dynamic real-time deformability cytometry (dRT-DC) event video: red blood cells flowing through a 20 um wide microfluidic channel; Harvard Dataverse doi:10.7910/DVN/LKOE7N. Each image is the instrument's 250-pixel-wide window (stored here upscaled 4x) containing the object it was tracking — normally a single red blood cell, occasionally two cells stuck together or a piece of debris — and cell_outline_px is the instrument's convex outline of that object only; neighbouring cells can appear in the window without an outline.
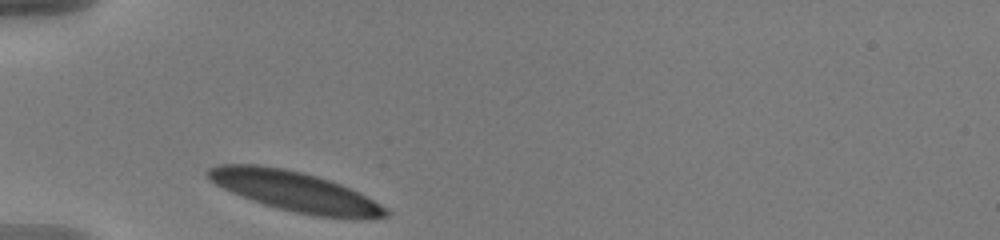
{"species": "human", "species_latin": "Homo sapiens", "temperature_condition": "warm", "stored_images_in_passage": 31, "camera_frame_rate_fps": 3000, "um_per_image_px": 0.085, "donor": {"sex": "male"}, "frame": {"image": 1, "passage_image": 1, "time_ms": 0.0, "image_size_px": [1000, 240], "cell_outline_px": [[388, 216], [372, 220], [352, 220], [316, 216], [296, 212], [264, 204], [252, 200], [232, 192], [216, 184], [204, 172], [208, 168], [216, 164], [256, 164], [284, 168], [316, 176], [340, 184], [388, 208]], "centroid_in_image_um": [25.11, 16.29], "position_along_channel_um": 59.9, "area_um2": 41.27}}
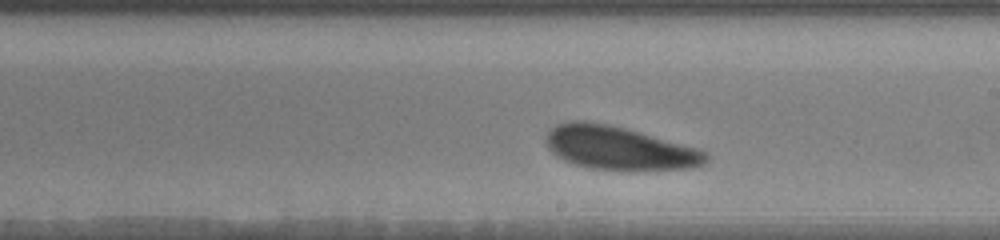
{"frame": {"image": 2, "passage_image": 17, "time_ms": 5.333, "image_size_px": [1000, 240], "cell_outline_px": [[708, 160], [704, 164], [696, 168], [640, 172], [620, 172], [592, 168], [576, 164], [564, 160], [552, 152], [544, 144], [544, 140], [548, 132], [556, 124], [572, 120], [584, 120], [624, 128], [700, 148], [708, 156]], "centroid_in_image_um": [52.67, 12.63], "position_along_channel_um": 236.3, "area_um2": 41.38}}
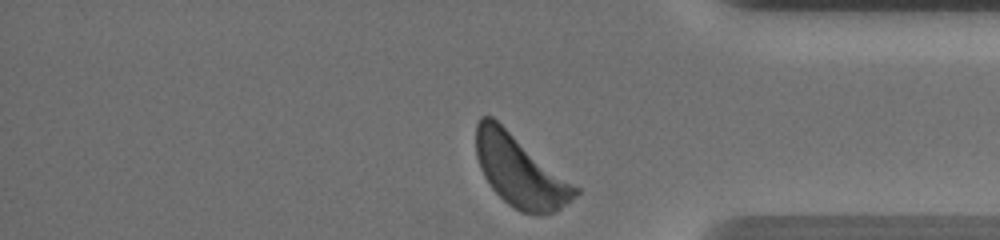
{"frame": {"image": 3, "passage_image": 31, "time_ms": 10.0, "image_size_px": [1000, 240], "cell_outline_px": [[580, 192], [576, 196], [560, 208], [552, 212], [540, 216], [536, 216], [520, 212], [508, 204], [492, 188], [484, 176], [480, 168], [476, 156], [476, 124], [480, 116], [492, 116], [580, 188]], "centroid_in_image_um": [44.2, 14.55], "position_along_channel_um": 391.0, "area_um2": 41.33}, "authors_computed_cell_mechanics": {"area_um2": 41.327, "velocity_mm_per_s": 3.5133, "shape_relaxation_time_tau1_ms": 2.4929, "shape_relaxation_time_tau2_ms": null, "deformation_change_tau1": 0.1039, "deformation_change_tau2": null}}